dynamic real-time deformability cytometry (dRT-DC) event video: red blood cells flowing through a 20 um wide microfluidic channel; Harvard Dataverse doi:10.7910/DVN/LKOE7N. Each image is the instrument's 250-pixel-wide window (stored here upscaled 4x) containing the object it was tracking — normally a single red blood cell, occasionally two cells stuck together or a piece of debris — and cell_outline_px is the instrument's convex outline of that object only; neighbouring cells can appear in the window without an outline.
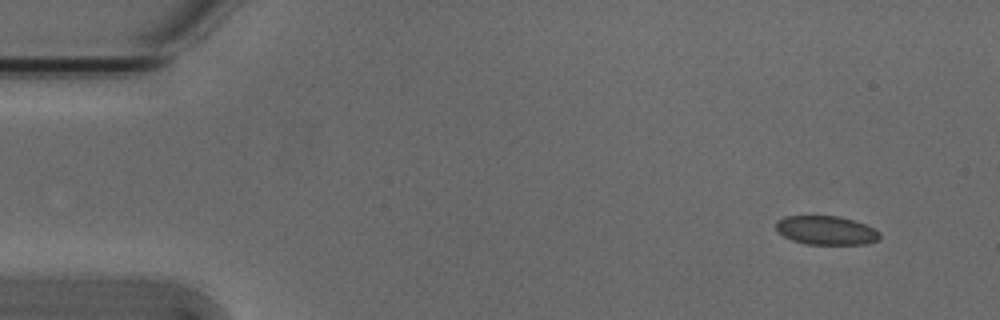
{"species": "Egyptian fruit bat (a non-hibernating species)", "species_latin": "Rousettus aegyptiacus", "temperature_condition": "cold", "stored_images_in_passage": 5, "segment_of_instrument_passage": [2, 2], "camera_frame_rate_fps": 3000, "um_per_image_px": 0.085, "animal": {"sex": "male"}, "frame": {"image": 1, "passage_image": 5, "time_ms": 1.333, "image_size_px": [1000, 320], "cell_outline_px": [[880, 236], [876, 240], [868, 244], [808, 244], [792, 240], [784, 236], [776, 228], [776, 220], [784, 216], [840, 216], [864, 224], [880, 232]], "centroid_in_image_um": [70.21, 19.57], "position_along_channel_um": 14.8, "area_um2": 17.28}}